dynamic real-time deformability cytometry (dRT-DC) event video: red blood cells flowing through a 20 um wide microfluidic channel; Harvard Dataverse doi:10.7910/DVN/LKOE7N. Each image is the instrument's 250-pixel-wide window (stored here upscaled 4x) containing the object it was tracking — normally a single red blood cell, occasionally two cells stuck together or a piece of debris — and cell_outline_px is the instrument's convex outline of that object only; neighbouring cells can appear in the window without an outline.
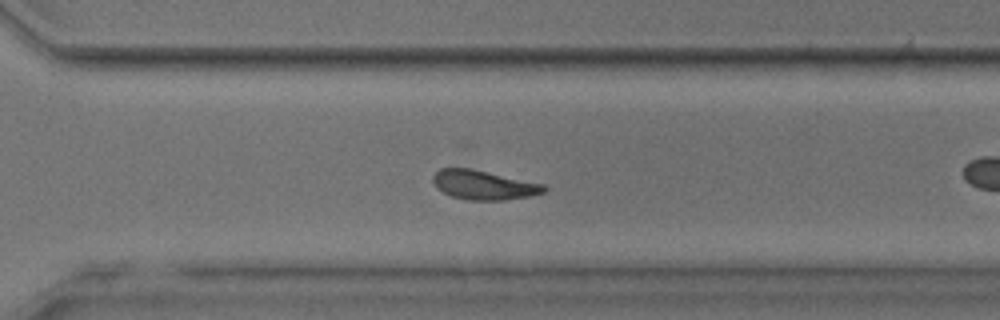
{"species": "common noctule bat (a hibernating species)", "species_latin": "Nyctalus noctula", "temperature_condition": "room temperature", "stored_images_in_passage": 35, "camera_frame_rate_fps": 3000, "um_per_image_px": 0.085, "animal": {"sex": "male", "body_mass_g": 17.9, "forearm_length_mm": 54.2}, "frame": {"image": 1, "passage_image": 20, "time_ms": 6.333, "image_size_px": [1000, 320], "cell_outline_px": [[548, 188], [544, 192], [528, 196], [504, 200], [464, 200], [452, 196], [436, 188], [432, 180], [432, 176], [440, 168], [468, 168], [488, 172], [544, 184]], "centroid_in_image_um": [41.09, 15.73], "position_along_channel_um": 329.5, "area_um2": 18.84}, "authors_computed_cell_mechanics": {"area_um2": 19.1896, "velocity_mm_per_s": 4.0282, "shape_relaxation_time_tau1_ms": 3.706, "shape_relaxation_time_tau2_ms": 2.0858, "deformation_change_tau1": 0.0954, "deformation_change_tau2": 0.0716}}